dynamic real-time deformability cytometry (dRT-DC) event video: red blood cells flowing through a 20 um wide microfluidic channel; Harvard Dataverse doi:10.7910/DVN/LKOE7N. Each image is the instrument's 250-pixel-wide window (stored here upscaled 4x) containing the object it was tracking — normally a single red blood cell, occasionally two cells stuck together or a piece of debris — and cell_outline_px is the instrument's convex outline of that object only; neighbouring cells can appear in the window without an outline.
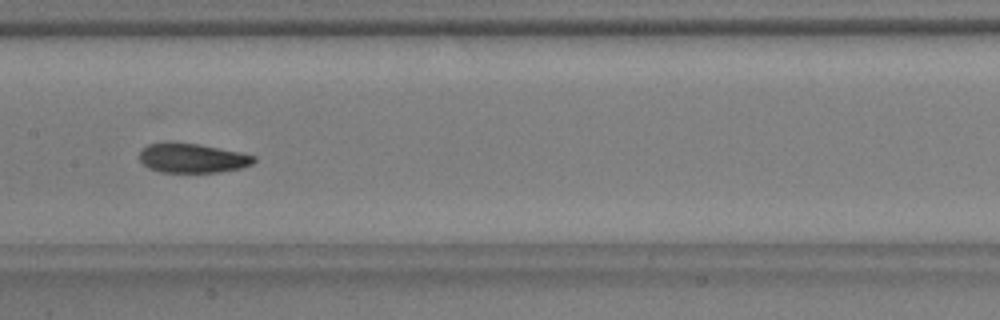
{"species": "common noctule bat (a hibernating species)", "species_latin": "Nyctalus noctula", "temperature_condition": "warm", "stored_images_in_passage": 39, "camera_frame_rate_fps": 3000, "um_per_image_px": 0.085, "animal": {"sex": "male", "body_mass_g": 17.9, "forearm_length_mm": 54.2}, "frame": {"image": 1, "passage_image": 12, "time_ms": 3.667, "image_size_px": [1000, 320], "cell_outline_px": [[256, 160], [252, 164], [240, 168], [220, 172], [160, 172], [148, 168], [140, 160], [140, 152], [148, 144], [168, 140], [200, 144], [240, 152], [256, 156]], "centroid_in_image_um": [16.33, 13.41], "position_along_channel_um": 191.1, "area_um2": 19.94}}
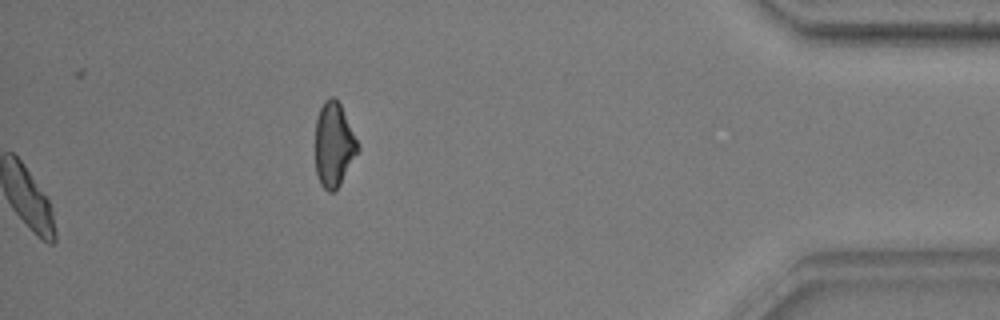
{"frame": {"image": 2, "passage_image": 39, "time_ms": 12.667, "image_size_px": [1000, 320], "cell_outline_px": [[360, 148], [340, 184], [332, 192], [328, 192], [320, 184], [316, 172], [316, 120], [320, 108], [324, 100], [328, 96], [332, 96], [340, 104], [360, 144]], "centroid_in_image_um": [28.38, 12.28], "position_along_channel_um": 406.8, "area_um2": 20.81}, "authors_computed_cell_mechanics": {"area_um2": 20.0566, "velocity_mm_per_s": 3.7334, "shape_relaxation_time_tau1_ms": 2.6381, "shape_relaxation_time_tau2_ms": 2.0892, "deformation_change_tau1": 0.1383, "deformation_change_tau2": 0.0696}}